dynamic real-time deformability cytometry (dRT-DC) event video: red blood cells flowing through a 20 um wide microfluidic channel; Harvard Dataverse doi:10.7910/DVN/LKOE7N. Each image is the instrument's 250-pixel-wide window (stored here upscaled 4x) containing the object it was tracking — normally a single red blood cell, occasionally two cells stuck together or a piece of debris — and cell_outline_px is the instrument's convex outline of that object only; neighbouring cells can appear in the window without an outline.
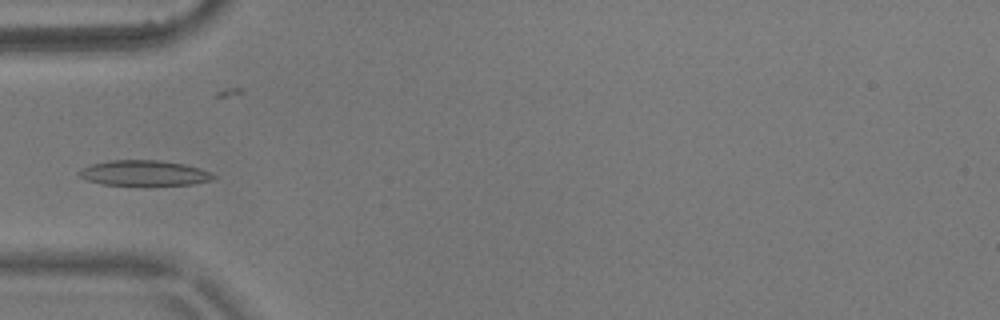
{"species": "common noctule bat (a hibernating species)", "species_latin": "Nyctalus noctula", "temperature_condition": "warm", "stored_images_in_passage": 9, "camera_frame_rate_fps": 3000, "um_per_image_px": 0.085, "animal": {"sex": "male", "body_mass_g": 17.9}, "frame": {"image": 1, "passage_image": 4, "time_ms": 1.0, "image_size_px": [1000, 320], "cell_outline_px": [[216, 176], [212, 180], [192, 184], [144, 188], [100, 184], [88, 180], [80, 176], [76, 172], [80, 168], [92, 164], [112, 160], [160, 160], [184, 164], [200, 168], [212, 172]], "centroid_in_image_um": [12.26, 14.76], "position_along_channel_um": 72.7, "area_um2": 20.92}}
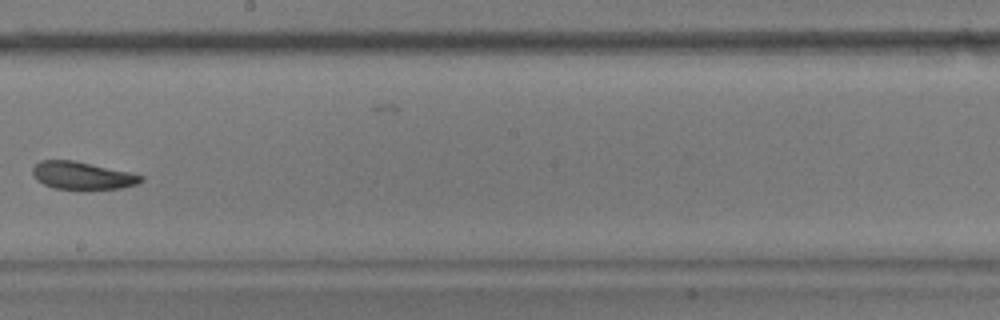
{"frame": {"image": 2, "passage_image": 8, "time_ms": 2.333, "image_size_px": [1000, 320], "cell_outline_px": [[144, 180], [136, 184], [120, 188], [84, 192], [80, 192], [52, 188], [36, 180], [32, 172], [32, 168], [40, 160], [72, 160], [128, 172], [144, 176]], "centroid_in_image_um": [6.97, 14.98], "position_along_channel_um": 241.2, "area_um2": 18.03}}
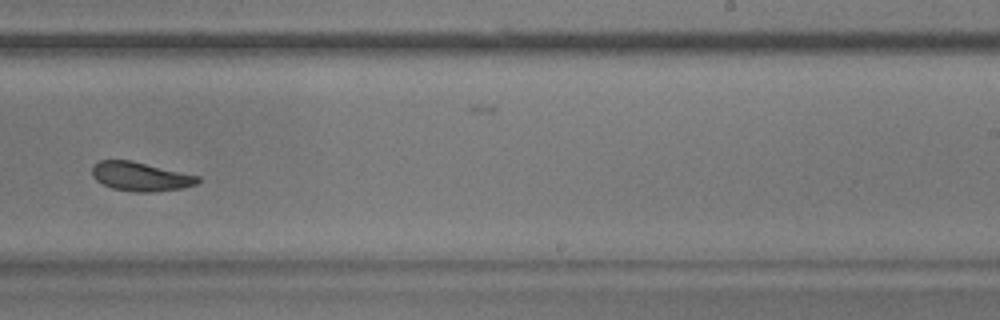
{"frame": {"image": 3, "passage_image": 9, "time_ms": 2.667, "image_size_px": [1000, 320], "cell_outline_px": [[200, 180], [196, 184], [180, 188], [152, 192], [136, 192], [112, 188], [96, 180], [92, 176], [92, 164], [100, 160], [132, 160], [200, 176]], "centroid_in_image_um": [11.93, 14.99], "position_along_channel_um": 277.1, "area_um2": 17.86}}